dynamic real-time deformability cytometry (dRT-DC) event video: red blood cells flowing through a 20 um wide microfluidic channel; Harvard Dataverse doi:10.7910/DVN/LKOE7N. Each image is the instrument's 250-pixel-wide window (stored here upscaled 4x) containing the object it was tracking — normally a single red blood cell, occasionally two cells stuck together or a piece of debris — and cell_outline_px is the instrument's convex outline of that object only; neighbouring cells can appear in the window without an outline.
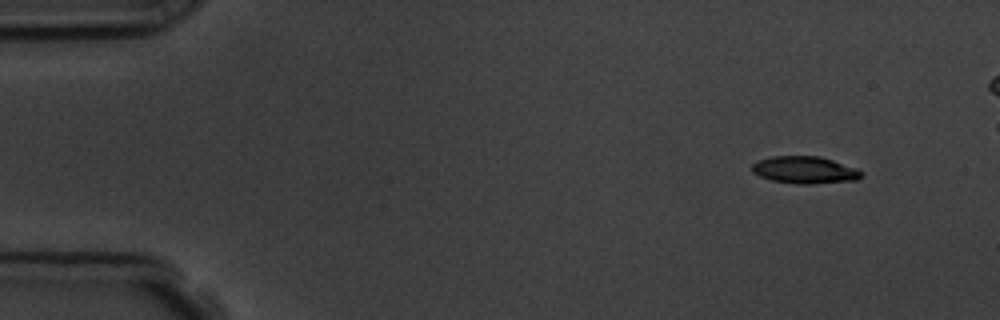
{"species": "common noctule bat (a hibernating species)", "species_latin": "Nyctalus noctula", "temperature_condition": "room temperature", "stored_images_in_passage": 6, "segment_of_instrument_passage": [2, 2], "camera_frame_rate_fps": 3000, "um_per_image_px": 0.085, "animal": {"sex": "male", "body_mass_g": 19.5, "forearm_length_mm": 54.6}, "frame": {"image": 1, "passage_image": 6, "time_ms": 6.0, "image_size_px": [1000, 320], "cell_outline_px": [[864, 176], [856, 180], [816, 184], [796, 184], [772, 180], [760, 176], [752, 172], [752, 164], [756, 160], [772, 156], [820, 156], [860, 168], [864, 172]], "centroid_in_image_um": [68.47, 14.44], "position_along_channel_um": 16.5, "area_um2": 17.74}}